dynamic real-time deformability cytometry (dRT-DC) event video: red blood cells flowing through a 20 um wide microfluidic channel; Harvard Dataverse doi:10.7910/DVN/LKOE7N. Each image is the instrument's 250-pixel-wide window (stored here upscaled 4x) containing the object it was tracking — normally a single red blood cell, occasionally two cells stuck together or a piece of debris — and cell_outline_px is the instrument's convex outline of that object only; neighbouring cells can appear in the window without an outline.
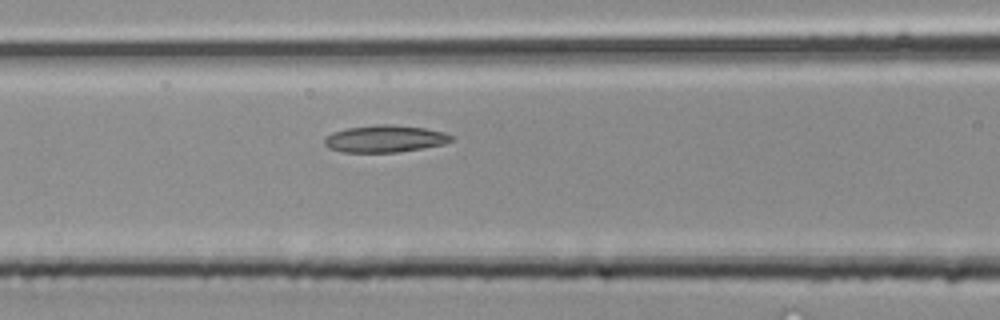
{"species": "common noctule bat (a hibernating species)", "species_latin": "Nyctalus noctula", "temperature_condition": "room temperature", "stored_images_in_passage": 4, "camera_frame_rate_fps": 3000, "um_per_image_px": 0.085, "animal": {"sex": "male", "body_mass_g": 20.4}, "frame": {"image": 1, "passage_image": 4, "time_ms": 1.0, "image_size_px": [1000, 320], "cell_outline_px": [[456, 140], [444, 144], [424, 148], [396, 152], [340, 152], [328, 148], [324, 144], [324, 140], [332, 132], [348, 128], [376, 124], [392, 124], [424, 128], [444, 132], [456, 136]], "centroid_in_image_um": [32.77, 11.79], "position_along_channel_um": 133.8, "area_um2": 20.23}}